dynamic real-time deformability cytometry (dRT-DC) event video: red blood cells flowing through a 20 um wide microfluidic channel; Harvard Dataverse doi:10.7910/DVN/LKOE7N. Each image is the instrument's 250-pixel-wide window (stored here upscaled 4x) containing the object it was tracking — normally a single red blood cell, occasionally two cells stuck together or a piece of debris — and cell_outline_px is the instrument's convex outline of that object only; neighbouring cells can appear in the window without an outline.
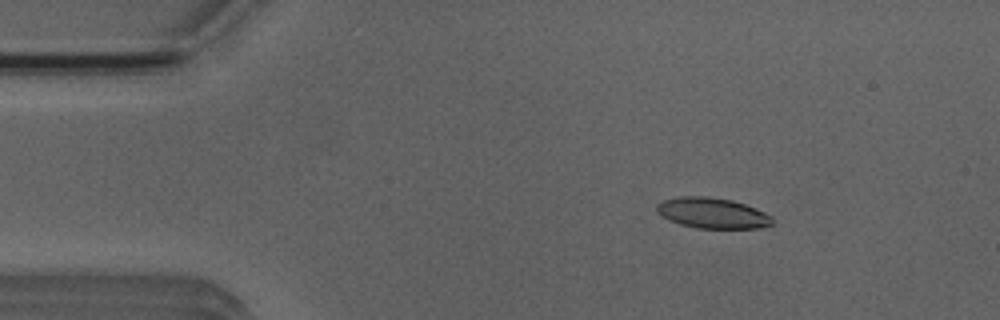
{"species": "Egyptian fruit bat (a non-hibernating species)", "species_latin": "Rousettus aegyptiacus", "temperature_condition": "room temperature", "stored_images_in_passage": 5, "camera_frame_rate_fps": 3000, "um_per_image_px": 0.085, "animal": {"sex": "male"}, "frame": {"image": 1, "passage_image": 3, "time_ms": 2.333, "image_size_px": [1000, 320], "cell_outline_px": [[772, 224], [760, 228], [696, 228], [680, 224], [668, 220], [660, 216], [656, 212], [656, 204], [664, 200], [680, 196], [704, 196], [732, 200], [756, 208], [772, 216]], "centroid_in_image_um": [60.52, 18.11], "position_along_channel_um": 24.5, "area_um2": 20.69}}
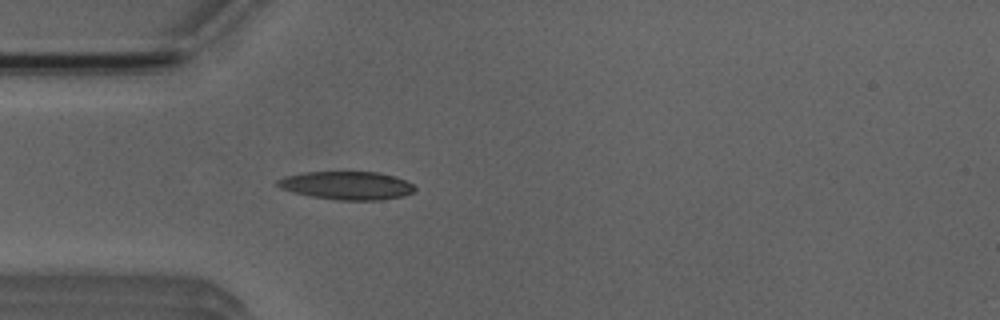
{"frame": {"image": 2, "passage_image": 5, "time_ms": 4.667, "image_size_px": [1000, 320], "cell_outline_px": [[416, 188], [412, 192], [404, 196], [384, 200], [336, 200], [312, 196], [292, 192], [280, 188], [276, 184], [276, 180], [284, 176], [304, 172], [380, 172], [396, 176], [412, 184]], "centroid_in_image_um": [29.48, 15.76], "position_along_channel_um": 55.5, "area_um2": 22.72}}